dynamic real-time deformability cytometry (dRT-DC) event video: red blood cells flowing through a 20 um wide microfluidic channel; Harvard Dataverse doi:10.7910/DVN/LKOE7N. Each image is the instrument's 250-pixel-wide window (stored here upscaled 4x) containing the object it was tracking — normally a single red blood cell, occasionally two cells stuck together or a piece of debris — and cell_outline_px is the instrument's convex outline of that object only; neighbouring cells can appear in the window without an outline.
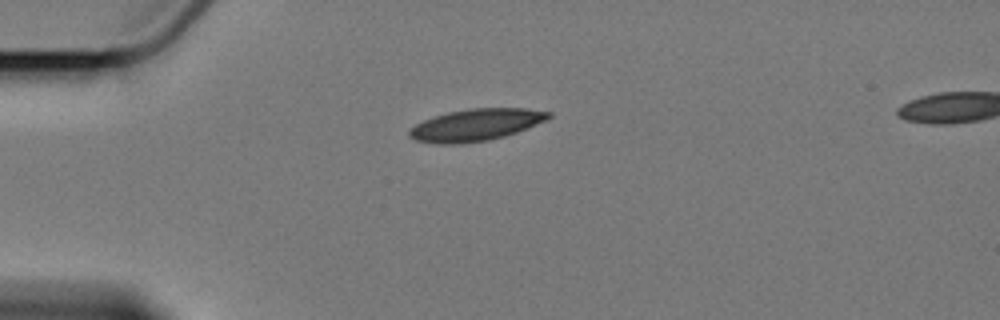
{"species": "Egyptian fruit bat (a non-hibernating species)", "species_latin": "Rousettus aegyptiacus", "temperature_condition": "cold", "stored_images_in_passage": 3, "camera_frame_rate_fps": 3000, "um_per_image_px": 0.085, "animal": {"sex": "female"}, "frame": {"image": 1, "passage_image": 1, "time_ms": 0.0, "image_size_px": [1000, 320], "cell_outline_px": [[552, 116], [548, 120], [516, 132], [504, 136], [488, 140], [460, 144], [440, 144], [416, 140], [408, 136], [408, 132], [416, 124], [432, 116], [448, 112], [468, 108], [528, 108], [552, 112]], "centroid_in_image_um": [40.47, 10.6], "position_along_channel_um": 44.5, "area_um2": 26.01}}
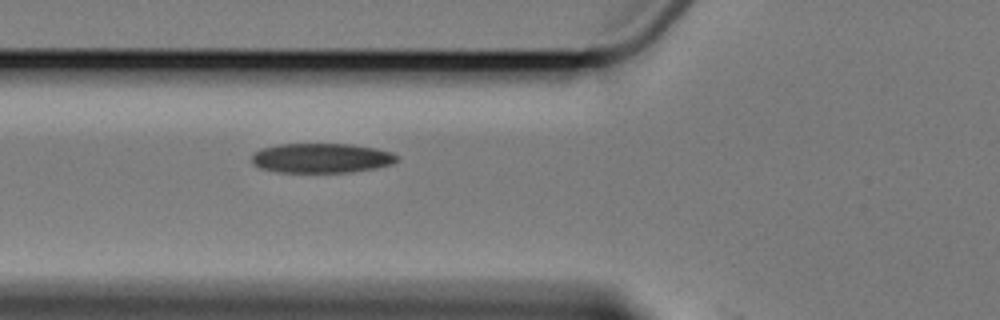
{"frame": {"image": 2, "passage_image": 3, "time_ms": 2.333, "image_size_px": [1000, 320], "cell_outline_px": [[400, 160], [392, 164], [376, 168], [352, 172], [276, 172], [260, 168], [252, 164], [252, 152], [260, 148], [276, 144], [352, 144], [376, 148], [392, 152], [400, 156]], "centroid_in_image_um": [27.33, 13.43], "position_along_channel_um": 98.5, "area_um2": 25.55}}